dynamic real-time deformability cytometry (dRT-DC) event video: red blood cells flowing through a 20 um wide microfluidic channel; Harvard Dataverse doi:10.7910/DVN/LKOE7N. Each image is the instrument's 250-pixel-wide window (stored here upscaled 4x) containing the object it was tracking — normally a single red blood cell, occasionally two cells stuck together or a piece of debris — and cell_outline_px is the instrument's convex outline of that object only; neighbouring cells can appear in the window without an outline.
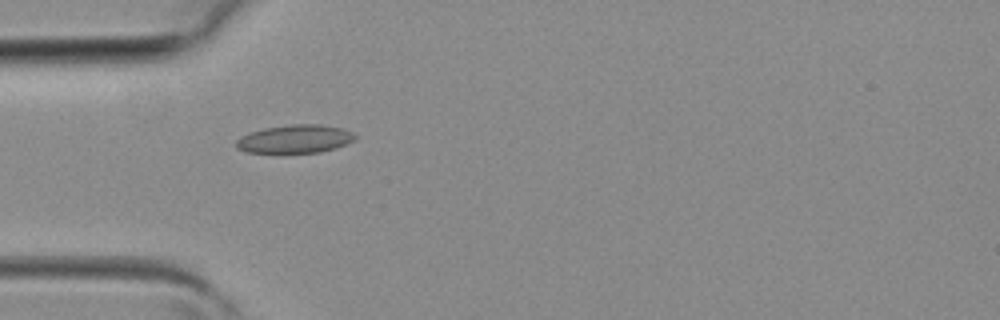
{"species": "common noctule bat (a hibernating species)", "species_latin": "Nyctalus noctula", "temperature_condition": "room temperature", "stored_images_in_passage": 2, "camera_frame_rate_fps": 3000, "um_per_image_px": 0.085, "animal": {"sex": "female", "body_mass_g": 19.3, "forearm_length_mm": 54.1}, "frame": {"image": 1, "passage_image": 2, "time_ms": 0.333, "image_size_px": [1000, 320], "cell_outline_px": [[356, 140], [336, 148], [320, 152], [280, 156], [248, 152], [236, 148], [236, 140], [240, 136], [248, 132], [264, 128], [292, 124], [320, 124], [340, 128], [352, 132], [356, 136]], "centroid_in_image_um": [25.02, 11.86], "position_along_channel_um": 60.0, "area_um2": 20.58}}